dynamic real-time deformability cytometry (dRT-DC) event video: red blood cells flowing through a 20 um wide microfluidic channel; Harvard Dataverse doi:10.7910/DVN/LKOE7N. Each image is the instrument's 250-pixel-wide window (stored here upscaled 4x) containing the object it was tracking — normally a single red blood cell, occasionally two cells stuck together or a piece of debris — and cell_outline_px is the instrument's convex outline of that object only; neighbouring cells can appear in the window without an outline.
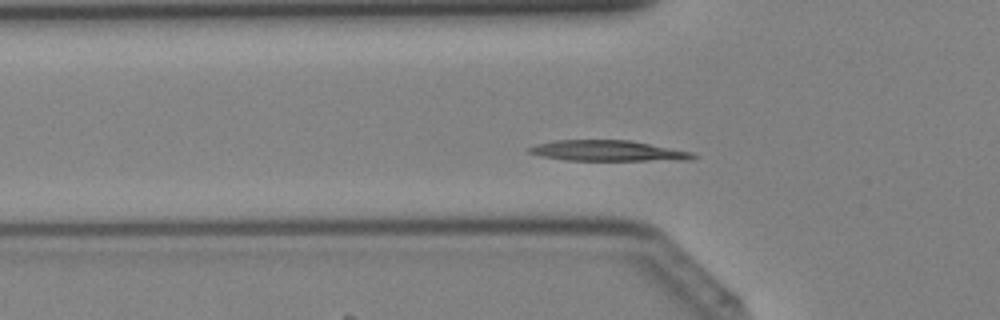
{"species": "Egyptian fruit bat (a non-hibernating species)", "species_latin": "Rousettus aegyptiacus", "temperature_condition": "cold", "stored_images_in_passage": 38, "camera_frame_rate_fps": 3000, "um_per_image_px": 0.085, "animal": {"sex": "female"}, "frame": {"image": 1, "passage_image": 10, "time_ms": 3.0, "image_size_px": [1000, 320], "cell_outline_px": [[700, 156], [692, 160], [564, 160], [540, 156], [528, 152], [528, 148], [536, 144], [556, 140], [632, 140], [692, 152]], "centroid_in_image_um": [51.71, 12.82], "position_along_channel_um": 74.1, "area_um2": 19.83}}
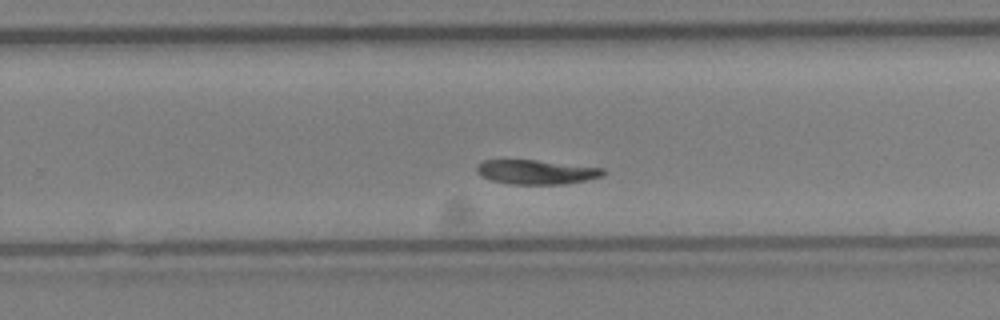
{"frame": {"image": 2, "passage_image": 23, "time_ms": 7.333, "image_size_px": [1000, 320], "cell_outline_px": [[604, 176], [588, 180], [564, 184], [508, 184], [492, 180], [476, 172], [476, 164], [484, 160], [536, 160], [604, 168]], "centroid_in_image_um": [45.59, 14.62], "position_along_channel_um": 284.2, "area_um2": 17.92}}
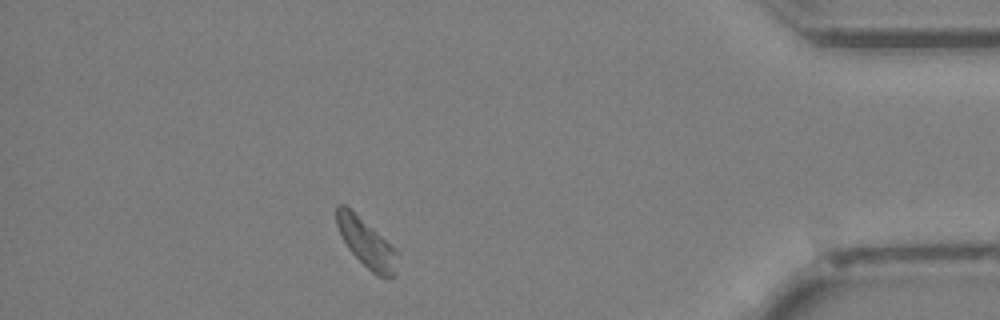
{"frame": {"image": 3, "passage_image": 33, "time_ms": 10.667, "image_size_px": [1000, 320], "cell_outline_px": [[396, 276], [376, 276], [348, 248], [336, 224], [336, 204], [344, 204], [396, 248]], "centroid_in_image_um": [31.14, 20.64], "position_along_channel_um": 404.1, "area_um2": 16.65}}